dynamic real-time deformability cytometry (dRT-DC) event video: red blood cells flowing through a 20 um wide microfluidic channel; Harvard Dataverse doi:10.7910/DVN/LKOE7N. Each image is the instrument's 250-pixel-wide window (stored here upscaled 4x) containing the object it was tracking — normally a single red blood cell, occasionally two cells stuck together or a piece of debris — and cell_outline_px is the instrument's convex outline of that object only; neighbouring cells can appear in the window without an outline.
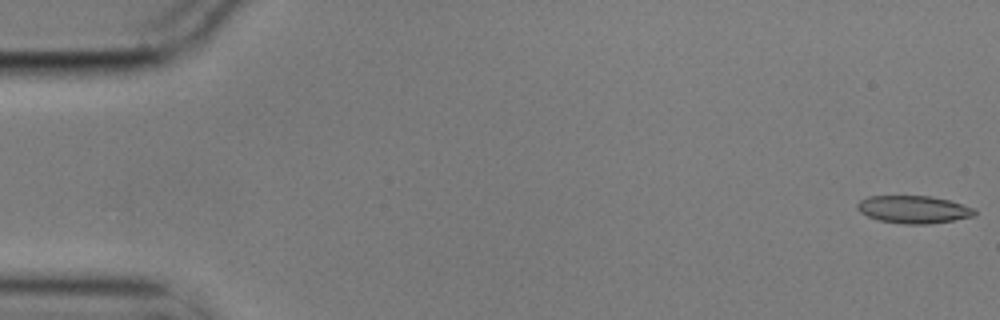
{"species": "common noctule bat (a hibernating species)", "species_latin": "Nyctalus noctula", "temperature_condition": "cold", "stored_images_in_passage": 6, "segment_of_instrument_passage": [2, 2], "camera_frame_rate_fps": 3000, "um_per_image_px": 0.085, "animal": {"sex": "male", "body_mass_g": 17.9}, "frame": {"image": 1, "passage_image": 6, "time_ms": 1.667, "image_size_px": [1000, 320], "cell_outline_px": [[976, 216], [928, 224], [904, 224], [880, 220], [868, 216], [860, 212], [856, 208], [856, 204], [860, 200], [868, 196], [928, 196], [948, 200], [976, 208]], "centroid_in_image_um": [77.66, 17.8], "position_along_channel_um": 7.3, "area_um2": 18.84}}